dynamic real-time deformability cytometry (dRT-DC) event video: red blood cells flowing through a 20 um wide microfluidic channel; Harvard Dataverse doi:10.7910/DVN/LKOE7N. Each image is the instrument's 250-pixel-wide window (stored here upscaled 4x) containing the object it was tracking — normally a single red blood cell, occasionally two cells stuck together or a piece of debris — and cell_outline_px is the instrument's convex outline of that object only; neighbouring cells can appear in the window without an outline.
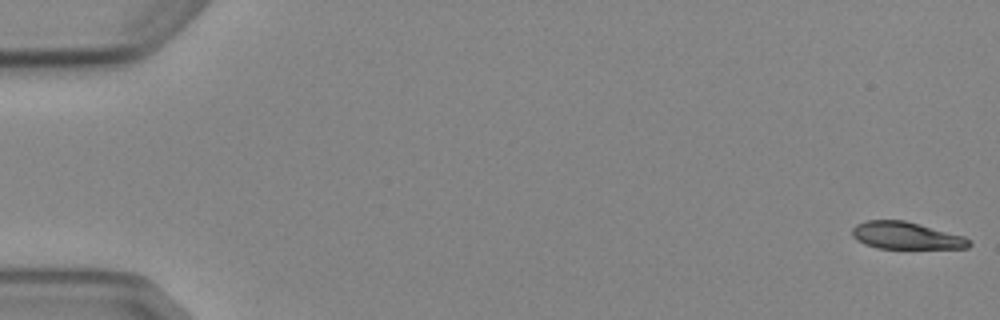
{"species": "Egyptian fruit bat (a non-hibernating species)", "species_latin": "Rousettus aegyptiacus", "temperature_condition": "cold", "stored_images_in_passage": 5, "camera_frame_rate_fps": 3000, "um_per_image_px": 0.085, "animal": {"sex": "female"}, "frame": {"image": 1, "passage_image": 1, "time_ms": 0.0, "image_size_px": [1000, 320], "cell_outline_px": [[972, 244], [968, 248], [876, 248], [864, 244], [856, 240], [852, 236], [852, 228], [856, 224], [868, 220], [904, 220], [964, 236], [972, 240]], "centroid_in_image_um": [77.01, 20.03], "position_along_channel_um": 8.0, "area_um2": 18.55}}